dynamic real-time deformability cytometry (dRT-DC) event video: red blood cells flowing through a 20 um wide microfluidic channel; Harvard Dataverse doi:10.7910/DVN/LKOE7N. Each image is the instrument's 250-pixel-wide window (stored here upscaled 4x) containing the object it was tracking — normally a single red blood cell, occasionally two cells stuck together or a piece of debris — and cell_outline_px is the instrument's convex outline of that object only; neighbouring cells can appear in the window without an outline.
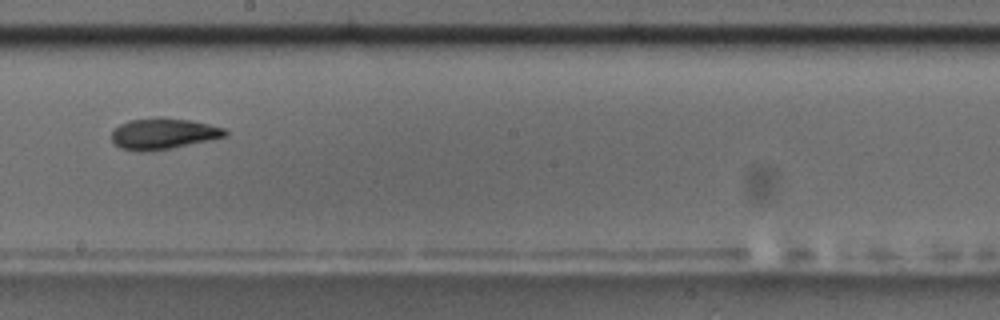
{"species": "common noctule bat (a hibernating species)", "species_latin": "Nyctalus noctula", "temperature_condition": "room temperature", "stored_images_in_passage": 17, "camera_frame_rate_fps": 3000, "um_per_image_px": 0.085, "animal": {"sex": "male", "body_mass_g": 17.5, "forearm_length_mm": 52.3}, "frame": {"image": 1, "passage_image": 10, "time_ms": 10.333, "image_size_px": [1000, 320], "cell_outline_px": [[228, 136], [172, 148], [152, 152], [136, 152], [120, 148], [112, 140], [112, 132], [120, 124], [132, 120], [156, 116], [160, 116], [188, 120], [208, 124], [224, 128], [228, 132]], "centroid_in_image_um": [13.87, 11.37], "position_along_channel_um": 234.3, "area_um2": 20.75}}
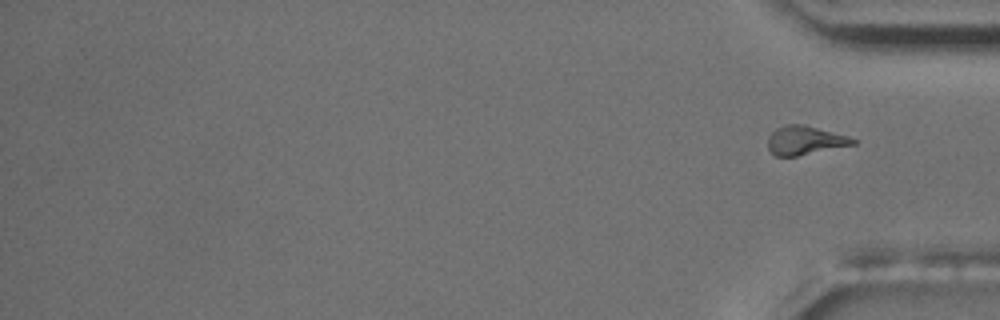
{"frame": {"image": 2, "passage_image": 17, "time_ms": 20.0, "image_size_px": [1000, 320], "cell_outline_px": [[856, 144], [796, 156], [776, 156], [768, 148], [768, 136], [776, 128], [788, 124], [804, 124], [848, 136], [856, 140]], "centroid_in_image_um": [68.41, 11.92], "position_along_channel_um": 366.8, "area_um2": 14.16}, "authors_computed_cell_mechanics": {"area_um2": 20.1722, "velocity_mm_per_s": 3.5459, "shape_relaxation_time_tau1_ms": 3.6308, "shape_relaxation_time_tau2_ms": 1.9688, "deformation_change_tau1": 0.1047, "deformation_change_tau2": 0.0725}}